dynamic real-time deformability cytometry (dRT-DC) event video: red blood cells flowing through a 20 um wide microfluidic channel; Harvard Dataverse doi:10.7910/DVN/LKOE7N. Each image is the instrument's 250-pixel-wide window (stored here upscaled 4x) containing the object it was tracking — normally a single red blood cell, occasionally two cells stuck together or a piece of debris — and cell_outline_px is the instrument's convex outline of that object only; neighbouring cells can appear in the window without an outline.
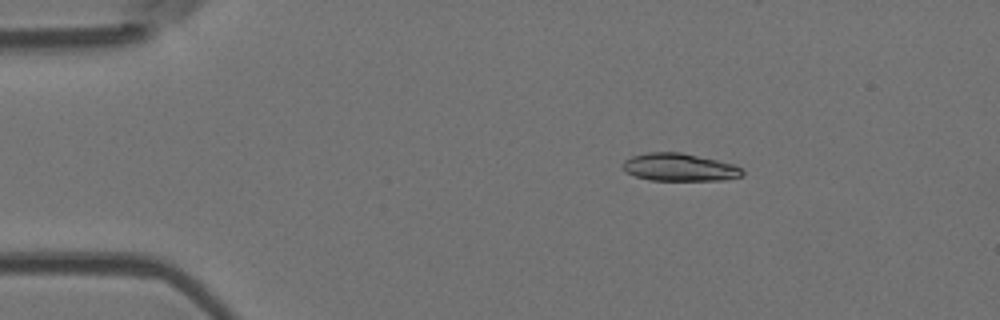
{"species": "Egyptian fruit bat (a non-hibernating species)", "species_latin": "Rousettus aegyptiacus", "temperature_condition": "room temperature", "stored_images_in_passage": 4, "camera_frame_rate_fps": 3000, "um_per_image_px": 0.085, "animal": {"sex": "female"}, "frame": {"image": 1, "passage_image": 3, "time_ms": 2.667, "image_size_px": [1000, 320], "cell_outline_px": [[744, 176], [724, 180], [648, 180], [624, 172], [624, 160], [632, 156], [648, 152], [680, 152], [716, 160], [732, 164], [740, 168], [744, 172]], "centroid_in_image_um": [57.75, 14.22], "position_along_channel_um": 27.3, "area_um2": 19.19}}